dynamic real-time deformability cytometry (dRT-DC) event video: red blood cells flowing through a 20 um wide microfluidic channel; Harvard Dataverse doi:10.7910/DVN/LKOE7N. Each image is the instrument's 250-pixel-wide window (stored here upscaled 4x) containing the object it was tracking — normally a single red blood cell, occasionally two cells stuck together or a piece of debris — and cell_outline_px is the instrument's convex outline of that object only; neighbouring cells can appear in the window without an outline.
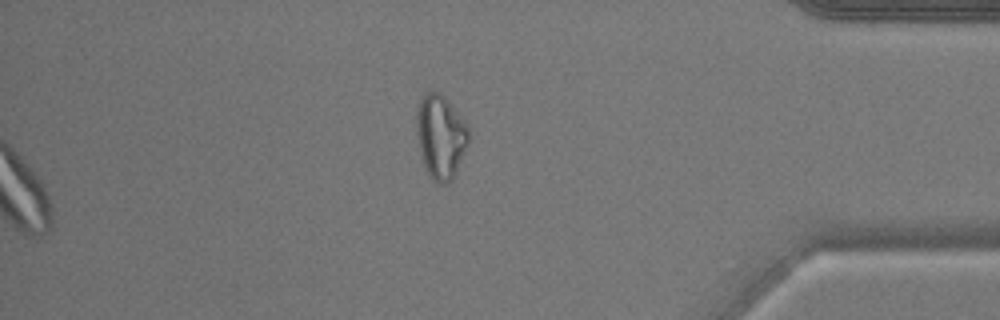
{"species": "common noctule bat (a hibernating species)", "species_latin": "Nyctalus noctula", "temperature_condition": "warm", "stored_images_in_passage": 52, "segment_of_instrument_passage": [2, 2], "camera_frame_rate_fps": 3000, "um_per_image_px": 0.085, "animal": {"sex": "male", "body_mass_g": 17.9}, "frame": {"image": 1, "passage_image": 52, "time_ms": 17.0, "image_size_px": [1000, 320], "cell_outline_px": [[468, 144], [456, 176], [448, 184], [436, 184], [432, 180], [420, 156], [416, 128], [416, 108], [420, 96], [424, 92], [440, 92], [444, 96], [468, 124]], "centroid_in_image_um": [37.45, 11.62], "position_along_channel_um": 397.8, "area_um2": 26.07}}